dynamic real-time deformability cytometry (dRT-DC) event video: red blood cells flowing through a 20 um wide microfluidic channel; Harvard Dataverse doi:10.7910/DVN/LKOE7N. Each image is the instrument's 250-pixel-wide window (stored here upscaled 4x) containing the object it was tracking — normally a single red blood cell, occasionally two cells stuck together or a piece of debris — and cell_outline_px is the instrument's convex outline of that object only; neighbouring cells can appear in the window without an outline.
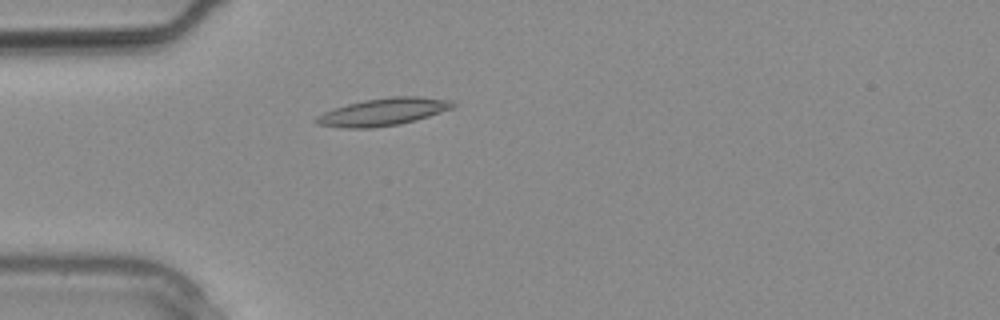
{"species": "common noctule bat (a hibernating species)", "species_latin": "Nyctalus noctula", "temperature_condition": "warm", "stored_images_in_passage": 5, "camera_frame_rate_fps": 3000, "um_per_image_px": 0.085, "animal": {"sex": "male", "body_mass_g": 20.4}, "frame": {"image": 1, "passage_image": 1, "time_ms": 0.0, "image_size_px": [1000, 320], "cell_outline_px": [[460, 104], [452, 108], [416, 120], [400, 124], [372, 128], [340, 128], [316, 124], [312, 120], [316, 116], [332, 108], [364, 100], [392, 96], [420, 96], [452, 100]], "centroid_in_image_um": [32.56, 9.51], "position_along_channel_um": 52.4, "area_um2": 22.14}}